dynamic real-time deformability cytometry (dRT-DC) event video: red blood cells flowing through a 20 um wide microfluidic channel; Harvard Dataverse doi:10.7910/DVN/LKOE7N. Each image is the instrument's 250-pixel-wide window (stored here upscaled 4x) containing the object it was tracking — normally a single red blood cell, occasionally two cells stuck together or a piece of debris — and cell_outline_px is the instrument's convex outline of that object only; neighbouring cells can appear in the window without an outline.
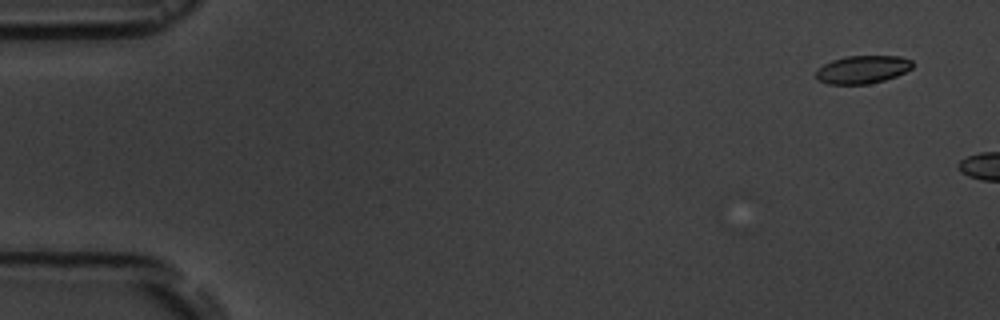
{"species": "common noctule bat (a hibernating species)", "species_latin": "Nyctalus noctula", "temperature_condition": "room temperature", "stored_images_in_passage": 3, "camera_frame_rate_fps": 3000, "um_per_image_px": 0.085, "animal": {"sex": "male", "body_mass_g": 19.5, "forearm_length_mm": 54.6}, "frame": {"image": 1, "passage_image": 1, "time_ms": 0.0, "image_size_px": [1000, 320], "cell_outline_px": [[912, 68], [896, 76], [884, 80], [868, 84], [828, 84], [816, 80], [816, 68], [832, 60], [844, 56], [900, 56], [912, 60]], "centroid_in_image_um": [73.27, 5.91], "position_along_channel_um": 11.7, "area_um2": 15.84}}